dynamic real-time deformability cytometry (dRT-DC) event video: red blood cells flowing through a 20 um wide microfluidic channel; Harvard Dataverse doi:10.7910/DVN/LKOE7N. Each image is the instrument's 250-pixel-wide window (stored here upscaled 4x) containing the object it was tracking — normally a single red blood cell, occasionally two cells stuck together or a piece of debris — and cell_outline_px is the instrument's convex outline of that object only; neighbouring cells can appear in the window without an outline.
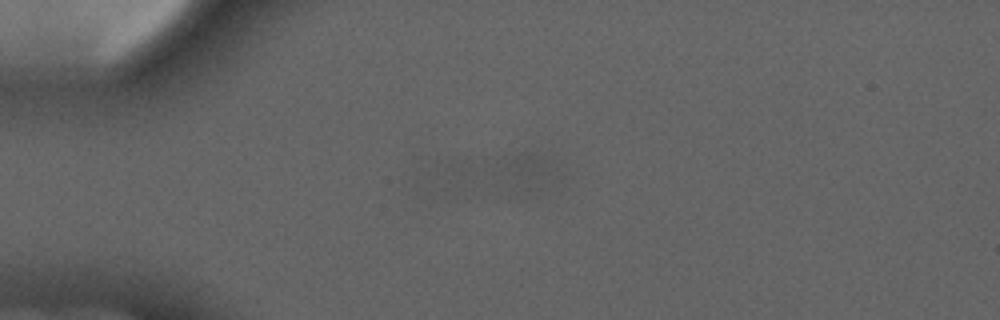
{"species": "common noctule bat (a hibernating species)", "species_latin": "Nyctalus noctula", "temperature_condition": "cold", "stored_images_in_passage": 9, "camera_frame_rate_fps": 3000, "um_per_image_px": 0.085, "animal": {"sex": "male", "forearm_length_mm": 52.5}, "frame": {"image": 1, "passage_image": 4, "time_ms": 3.333, "image_size_px": [1000, 320], "cell_outline_px": [[556, 176], [536, 196], [524, 200], [512, 176], [512, 156], [520, 152], [532, 152], [544, 156], [556, 168]], "centroid_in_image_um": [45.2, 14.72], "position_along_channel_um": 39.8, "area_um2": 10.87}}
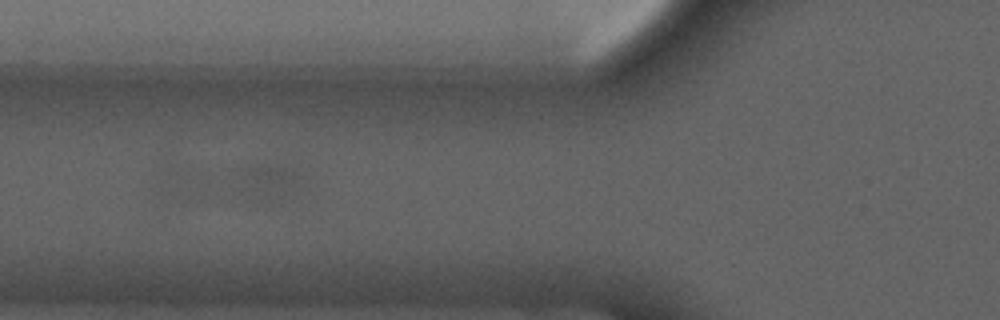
{"frame": {"image": 2, "passage_image": 6, "time_ms": 5.667, "image_size_px": [1000, 320], "cell_outline_px": [[300, 176], [296, 192], [272, 204], [264, 204], [252, 200], [240, 192], [232, 184], [232, 172], [240, 168], [280, 164], [292, 168]], "centroid_in_image_um": [22.63, 15.52], "position_along_channel_um": 103.2, "area_um2": 14.68}}